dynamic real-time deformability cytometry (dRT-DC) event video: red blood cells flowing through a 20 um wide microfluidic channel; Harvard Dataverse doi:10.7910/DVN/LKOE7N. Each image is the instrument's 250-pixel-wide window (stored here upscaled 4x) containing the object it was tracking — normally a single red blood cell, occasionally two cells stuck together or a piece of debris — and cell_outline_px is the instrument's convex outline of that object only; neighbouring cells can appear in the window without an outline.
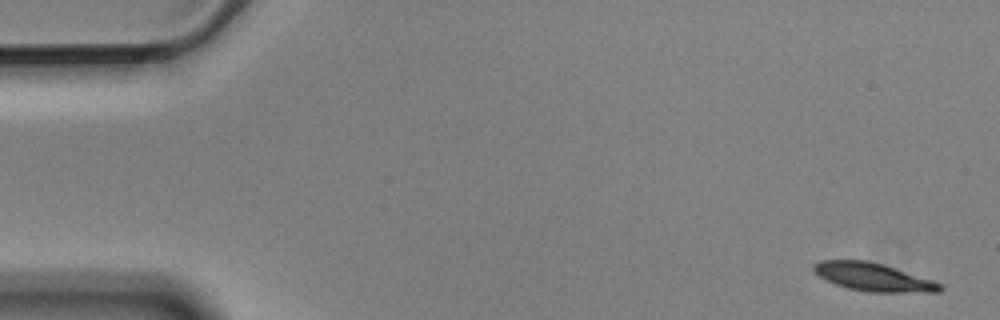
{"species": "Egyptian fruit bat (a non-hibernating species)", "species_latin": "Rousettus aegyptiacus", "temperature_condition": "cold", "stored_images_in_passage": 6, "camera_frame_rate_fps": 3000, "um_per_image_px": 0.085, "animal": {"sex": "male"}, "frame": {"image": 1, "passage_image": 1, "time_ms": 0.0, "image_size_px": [1000, 320], "cell_outline_px": [[944, 288], [940, 292], [868, 292], [848, 288], [836, 284], [820, 276], [812, 268], [812, 264], [820, 260], [868, 260], [884, 264], [932, 280], [940, 284]], "centroid_in_image_um": [74.23, 23.54], "position_along_channel_um": 10.8, "area_um2": 20.58}}
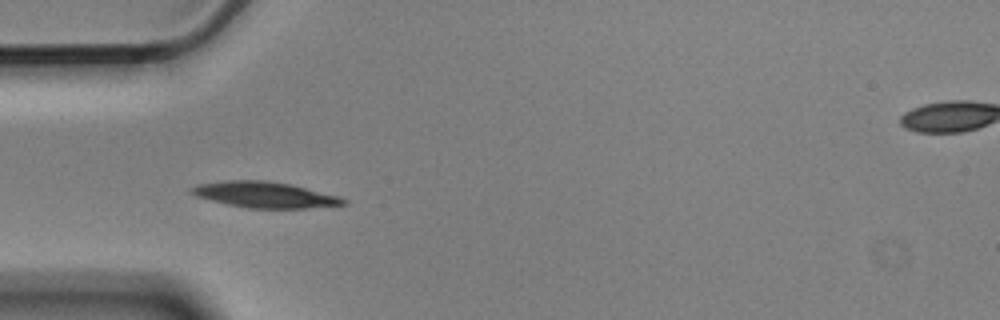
{"frame": {"image": 2, "passage_image": 5, "time_ms": 1.333, "image_size_px": [1000, 320], "cell_outline_px": [[348, 204], [304, 208], [248, 208], [228, 204], [196, 196], [188, 192], [188, 188], [196, 184], [228, 180], [264, 180], [292, 184], [340, 196], [348, 200]], "centroid_in_image_um": [22.5, 16.54], "position_along_channel_um": 62.5, "area_um2": 23.06}}
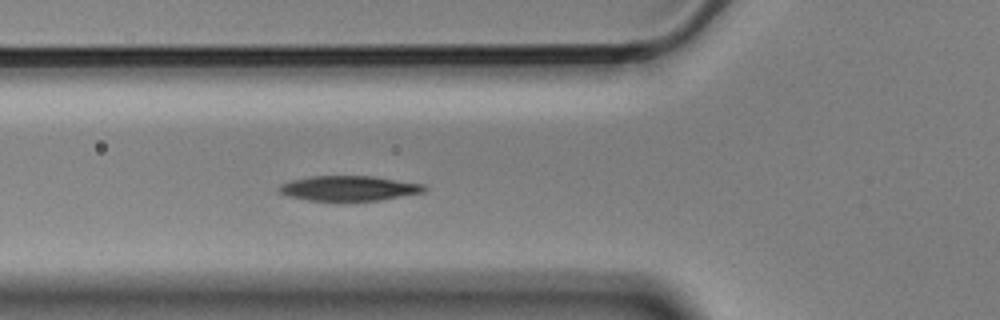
{"frame": {"image": 3, "passage_image": 6, "time_ms": 1.667, "image_size_px": [1000, 320], "cell_outline_px": [[428, 188], [424, 192], [380, 200], [308, 200], [288, 196], [280, 192], [280, 184], [292, 180], [312, 176], [372, 176], [424, 184]], "centroid_in_image_um": [29.69, 16.0], "position_along_channel_um": 96.1, "area_um2": 20.87}}